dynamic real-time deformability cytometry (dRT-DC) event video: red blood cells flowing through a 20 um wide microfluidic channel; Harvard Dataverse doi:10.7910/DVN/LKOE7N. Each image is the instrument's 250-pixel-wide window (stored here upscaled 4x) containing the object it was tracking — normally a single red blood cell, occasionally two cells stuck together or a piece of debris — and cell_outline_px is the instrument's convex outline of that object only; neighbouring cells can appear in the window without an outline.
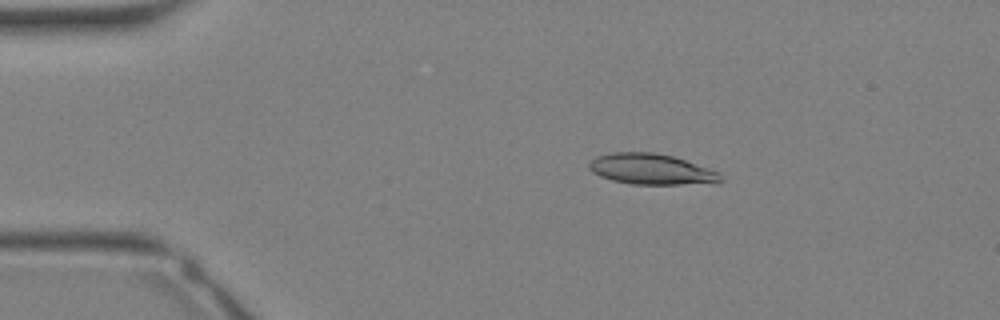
{"species": "Egyptian fruit bat (a non-hibernating species)", "species_latin": "Rousettus aegyptiacus", "temperature_condition": "warm", "stored_images_in_passage": 34, "camera_frame_rate_fps": 3000, "um_per_image_px": 0.085, "animal": {"sex": "female"}, "frame": {"image": 1, "passage_image": 7, "time_ms": 2.0, "image_size_px": [1000, 320], "cell_outline_px": [[724, 180], [680, 184], [632, 184], [612, 180], [600, 176], [592, 172], [588, 168], [588, 164], [596, 156], [612, 152], [656, 152], [672, 156], [720, 172]], "centroid_in_image_um": [55.29, 14.36], "position_along_channel_um": 29.7, "area_um2": 23.24}}
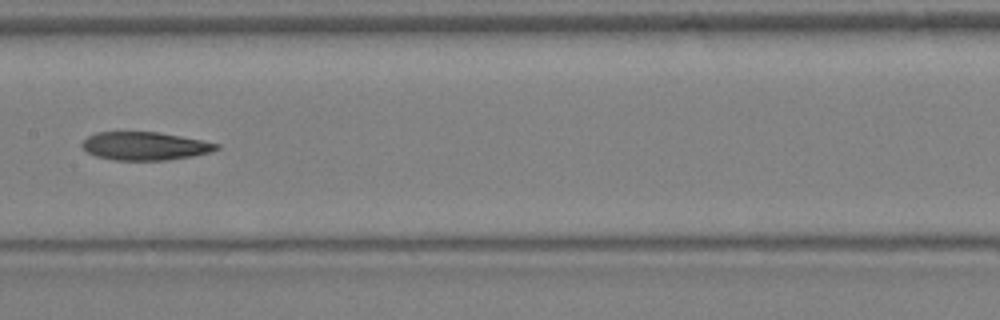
{"frame": {"image": 2, "passage_image": 18, "time_ms": 5.667, "image_size_px": [1000, 320], "cell_outline_px": [[220, 148], [208, 152], [192, 156], [164, 160], [116, 160], [96, 156], [88, 152], [80, 144], [88, 136], [96, 132], [160, 132], [220, 144]], "centroid_in_image_um": [12.3, 12.4], "position_along_channel_um": 195.1, "area_um2": 21.85}}
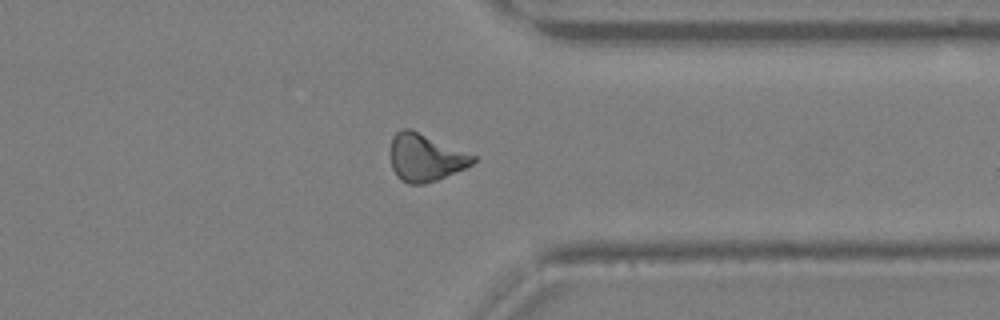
{"frame": {"image": 3, "passage_image": 27, "time_ms": 8.667, "image_size_px": [1000, 320], "cell_outline_px": [[476, 160], [472, 164], [464, 168], [436, 180], [424, 184], [408, 184], [400, 180], [396, 176], [392, 168], [392, 136], [400, 128], [412, 128], [476, 156]], "centroid_in_image_um": [36.15, 13.38], "position_along_channel_um": 375.3, "area_um2": 22.77}}